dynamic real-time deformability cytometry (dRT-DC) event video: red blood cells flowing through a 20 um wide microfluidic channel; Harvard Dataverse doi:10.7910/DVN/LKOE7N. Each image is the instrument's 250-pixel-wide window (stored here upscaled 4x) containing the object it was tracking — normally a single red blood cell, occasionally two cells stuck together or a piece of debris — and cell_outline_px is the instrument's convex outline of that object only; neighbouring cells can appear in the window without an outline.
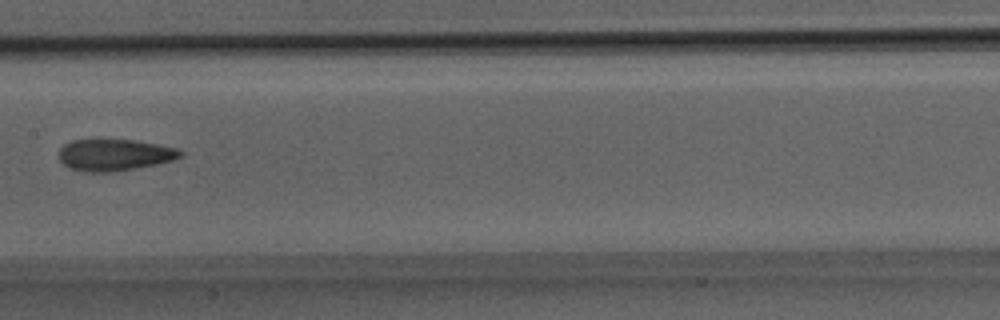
{"species": "Egyptian fruit bat (a non-hibernating species)", "species_latin": "Rousettus aegyptiacus", "temperature_condition": "room temperature", "stored_images_in_passage": 18, "camera_frame_rate_fps": 3000, "um_per_image_px": 0.085, "animal": {"sex": "male"}, "frame": {"image": 1, "passage_image": 15, "time_ms": 4.667, "image_size_px": [1000, 320], "cell_outline_px": [[184, 156], [172, 160], [156, 164], [136, 168], [108, 172], [88, 172], [68, 168], [60, 160], [60, 148], [64, 144], [72, 140], [132, 140], [156, 144], [176, 148], [184, 152]], "centroid_in_image_um": [9.74, 13.17], "position_along_channel_um": 197.7, "area_um2": 22.2}}